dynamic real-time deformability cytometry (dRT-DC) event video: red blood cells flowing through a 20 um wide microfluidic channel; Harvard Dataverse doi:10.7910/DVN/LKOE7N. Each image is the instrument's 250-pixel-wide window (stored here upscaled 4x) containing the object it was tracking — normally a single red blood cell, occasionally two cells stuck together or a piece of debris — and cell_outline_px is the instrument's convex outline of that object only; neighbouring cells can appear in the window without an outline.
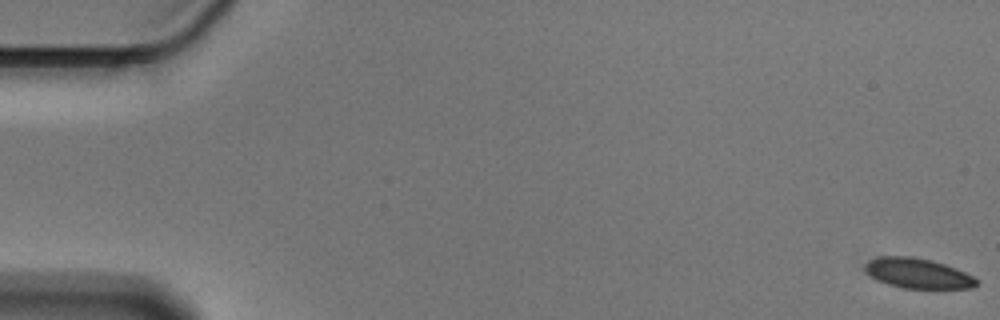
{"species": "Egyptian fruit bat (a non-hibernating species)", "species_latin": "Rousettus aegyptiacus", "temperature_condition": "cold", "stored_images_in_passage": 57, "camera_frame_rate_fps": 3000, "um_per_image_px": 0.085, "animal": {"sex": "male"}, "frame": {"image": 1, "passage_image": 1, "time_ms": 0.0, "image_size_px": [1000, 320], "cell_outline_px": [[976, 284], [972, 288], [900, 288], [876, 280], [864, 268], [864, 264], [868, 260], [880, 256], [908, 256], [932, 260], [956, 268], [972, 276], [976, 280]], "centroid_in_image_um": [77.97, 23.22], "position_along_channel_um": 7.0, "area_um2": 19.36}}
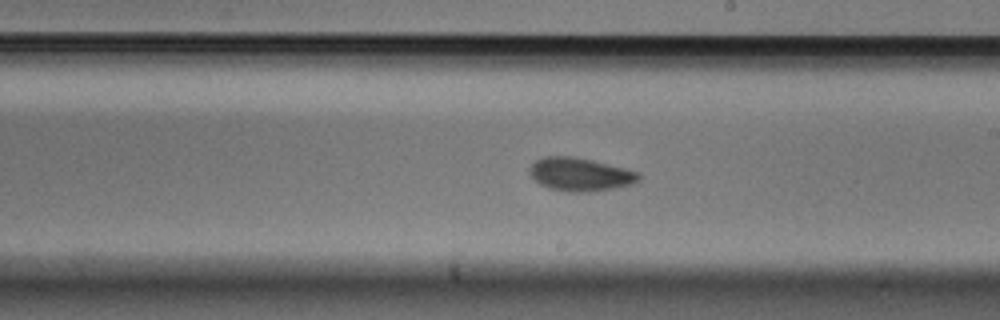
{"frame": {"image": 2, "passage_image": 33, "time_ms": 10.667, "image_size_px": [1000, 320], "cell_outline_px": [[640, 180], [632, 184], [612, 188], [588, 192], [568, 192], [552, 188], [540, 184], [528, 172], [528, 168], [536, 160], [544, 156], [572, 156], [592, 160], [624, 168], [636, 172], [640, 176]], "centroid_in_image_um": [49.28, 14.81], "position_along_channel_um": 239.7, "area_um2": 20.92}}
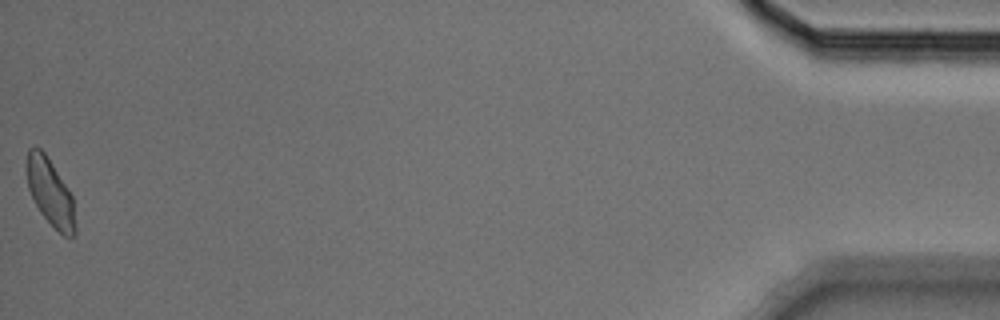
{"frame": {"image": 3, "passage_image": 57, "time_ms": 18.667, "image_size_px": [1000, 320], "cell_outline_px": [[76, 232], [72, 236], [64, 236], [40, 212], [28, 188], [28, 148], [40, 148], [44, 152], [52, 164], [72, 196], [76, 224]], "centroid_in_image_um": [4.3, 16.38], "position_along_channel_um": 430.9, "area_um2": 18.21}, "authors_computed_cell_mechanics": {"area_um2": 20.0566, "velocity_mm_per_s": 3.5683, "shape_relaxation_time_tau1_ms": 4.6506, "shape_relaxation_time_tau2_ms": 3.1262, "deformation_change_tau1": 0.0869, "deformation_change_tau2": 0.0682}}